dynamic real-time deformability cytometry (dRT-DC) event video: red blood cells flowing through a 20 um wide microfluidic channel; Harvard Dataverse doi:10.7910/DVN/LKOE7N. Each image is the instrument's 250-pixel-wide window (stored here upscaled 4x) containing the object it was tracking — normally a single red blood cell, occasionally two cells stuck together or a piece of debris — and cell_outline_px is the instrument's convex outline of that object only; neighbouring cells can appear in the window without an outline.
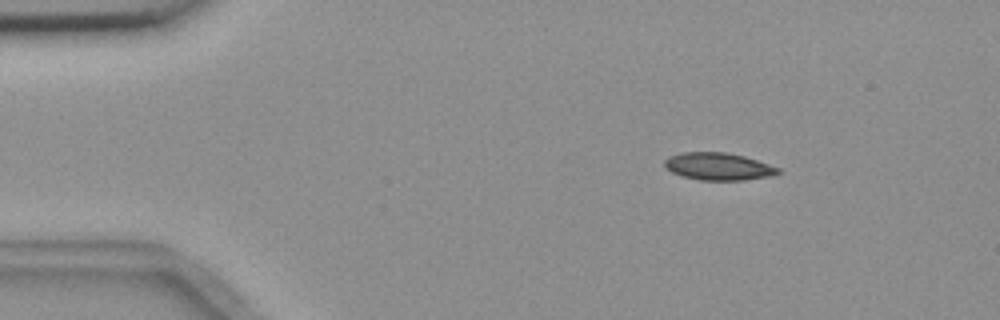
{"species": "common noctule bat (a hibernating species)", "species_latin": "Nyctalus noctula", "temperature_condition": "room temperature", "stored_images_in_passage": 4, "camera_frame_rate_fps": 3000, "um_per_image_px": 0.085, "animal": {"sex": "female", "body_mass_g": 18.4}, "frame": {"image": 1, "passage_image": 2, "time_ms": 1.333, "image_size_px": [1000, 320], "cell_outline_px": [[784, 172], [772, 176], [744, 180], [700, 180], [684, 176], [672, 172], [664, 168], [664, 160], [668, 156], [680, 152], [728, 152], [744, 156], [780, 168]], "centroid_in_image_um": [61.07, 14.14], "position_along_channel_um": 23.9, "area_um2": 18.32}}